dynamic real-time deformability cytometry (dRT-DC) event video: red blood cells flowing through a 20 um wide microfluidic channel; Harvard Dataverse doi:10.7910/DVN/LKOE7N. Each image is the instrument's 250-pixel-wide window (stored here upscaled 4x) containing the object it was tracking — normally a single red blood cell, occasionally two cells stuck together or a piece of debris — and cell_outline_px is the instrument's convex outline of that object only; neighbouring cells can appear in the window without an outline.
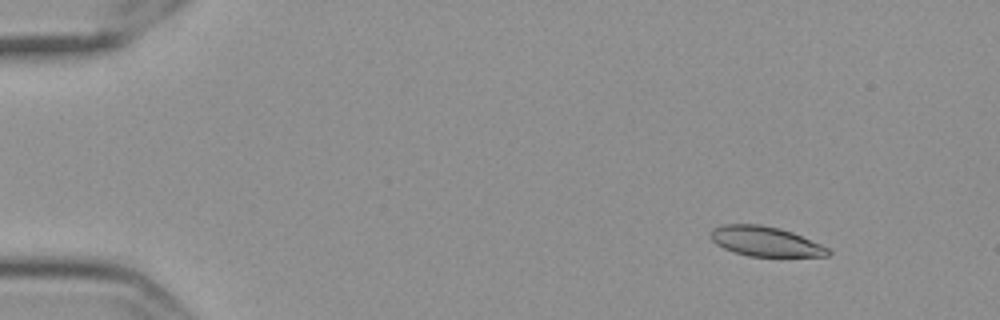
{"species": "Egyptian fruit bat (a non-hibernating species)", "species_latin": "Rousettus aegyptiacus", "temperature_condition": "cold", "stored_images_in_passage": 53, "camera_frame_rate_fps": 3000, "um_per_image_px": 0.085, "frame": {"image": 1, "passage_image": 2, "time_ms": 0.333, "image_size_px": [1000, 320], "cell_outline_px": [[832, 252], [828, 256], [748, 256], [732, 252], [716, 244], [708, 236], [708, 232], [712, 228], [724, 224], [760, 224], [780, 228], [792, 232], [820, 244], [828, 248]], "centroid_in_image_um": [65.0, 20.51], "position_along_channel_um": 20.0, "area_um2": 20.52}}
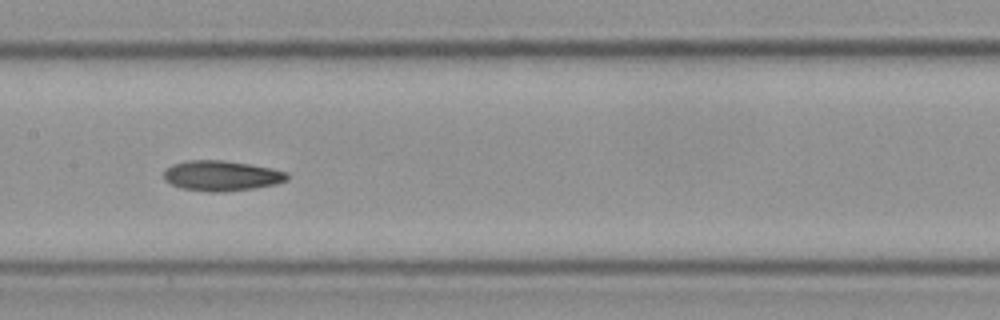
{"frame": {"image": 2, "passage_image": 25, "time_ms": 8.0, "image_size_px": [1000, 320], "cell_outline_px": [[288, 180], [276, 184], [252, 188], [220, 192], [208, 192], [180, 188], [164, 180], [164, 168], [172, 164], [188, 160], [224, 160], [272, 168], [288, 172]], "centroid_in_image_um": [18.81, 14.93], "position_along_channel_um": 188.6, "area_um2": 21.85}}
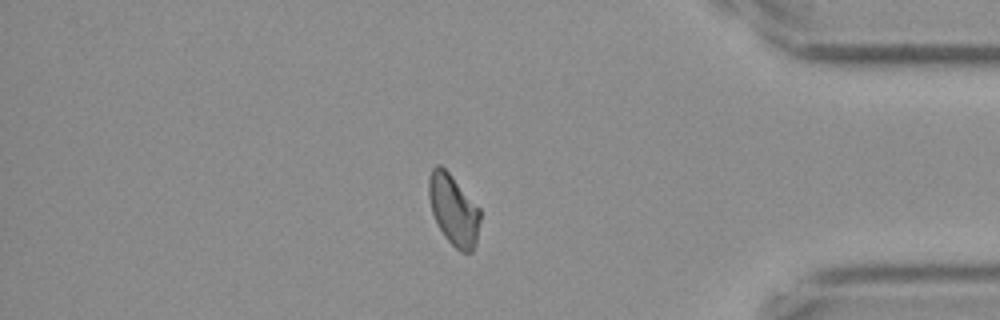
{"frame": {"image": 3, "passage_image": 45, "time_ms": 14.667, "image_size_px": [1000, 320], "cell_outline_px": [[480, 220], [476, 244], [472, 252], [460, 252], [444, 236], [432, 212], [428, 196], [428, 176], [432, 168], [436, 164], [440, 164], [448, 172], [480, 208]], "centroid_in_image_um": [38.54, 17.83], "position_along_channel_um": 396.7, "area_um2": 21.1}, "authors_computed_cell_mechanics": {"area_um2": 21.5594, "velocity_mm_per_s": 3.5221, "shape_relaxation_time_tau1_ms": null, "shape_relaxation_time_tau2_ms": 4.6067, "deformation_change_tau1": null, "deformation_change_tau2": 0.1061}}